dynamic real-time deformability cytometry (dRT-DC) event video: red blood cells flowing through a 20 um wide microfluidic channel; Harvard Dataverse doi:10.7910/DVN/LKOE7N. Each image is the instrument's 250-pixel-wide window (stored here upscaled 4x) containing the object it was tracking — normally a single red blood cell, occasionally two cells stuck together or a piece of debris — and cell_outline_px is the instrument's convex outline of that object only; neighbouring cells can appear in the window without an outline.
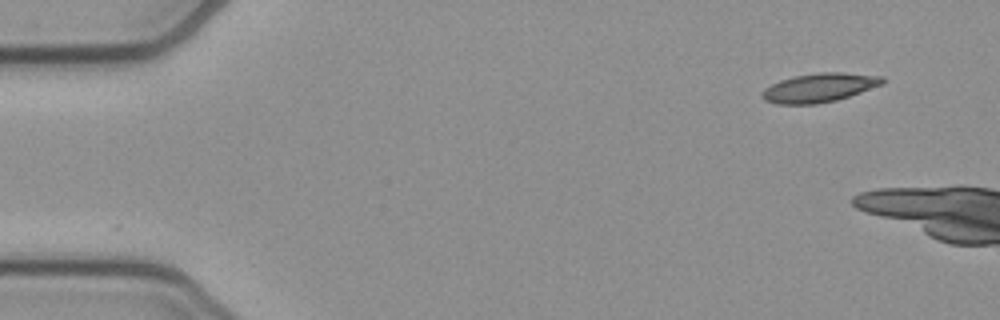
{"species": "common noctule bat (a hibernating species)", "species_latin": "Nyctalus noctula", "temperature_condition": "cold", "stored_images_in_passage": 7, "camera_frame_rate_fps": 3000, "um_per_image_px": 0.085, "animal": {"sex": "female", "body_mass_g": 21.9}, "frame": {"image": 1, "passage_image": 1, "time_ms": 0.0, "image_size_px": [1000, 320], "cell_outline_px": [[884, 84], [836, 100], [816, 104], [776, 104], [764, 100], [760, 96], [760, 92], [764, 88], [780, 80], [792, 76], [820, 72], [840, 72], [884, 76]], "centroid_in_image_um": [69.61, 7.45], "position_along_channel_um": 15.4, "area_um2": 20.4}}